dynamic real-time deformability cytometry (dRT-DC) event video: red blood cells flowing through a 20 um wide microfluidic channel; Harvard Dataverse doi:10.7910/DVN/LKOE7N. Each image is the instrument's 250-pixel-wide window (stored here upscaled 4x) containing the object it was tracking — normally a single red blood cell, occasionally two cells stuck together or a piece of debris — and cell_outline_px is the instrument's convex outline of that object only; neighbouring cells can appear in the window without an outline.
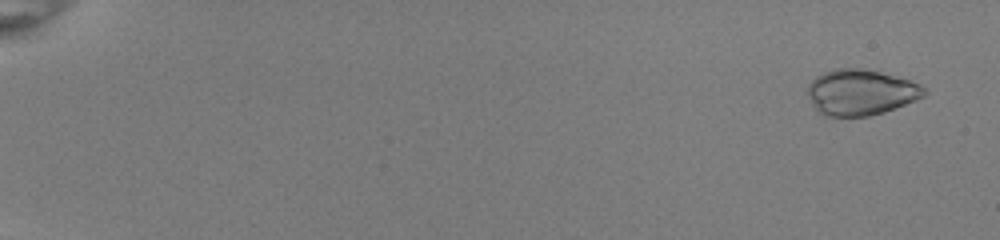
{"species": "common noctule bat (a hibernating species)", "species_latin": "Nyctalus noctula", "temperature_condition": "room temperature", "stored_images_in_passage": 53, "camera_frame_rate_fps": 3000, "um_per_image_px": 0.085, "animal": {"sex": "female", "body_mass_g": 22.0, "forearm_length_mm": 56.7}, "frame": {"image": 1, "passage_image": 3, "time_ms": 0.667, "image_size_px": [1000, 240], "cell_outline_px": [[928, 92], [924, 96], [916, 100], [884, 112], [868, 116], [824, 116], [816, 112], [808, 96], [808, 84], [816, 76], [824, 72], [836, 68], [864, 68], [880, 72], [908, 80], [920, 84]], "centroid_in_image_um": [73.14, 7.85], "position_along_channel_um": 11.9, "area_um2": 31.15}}
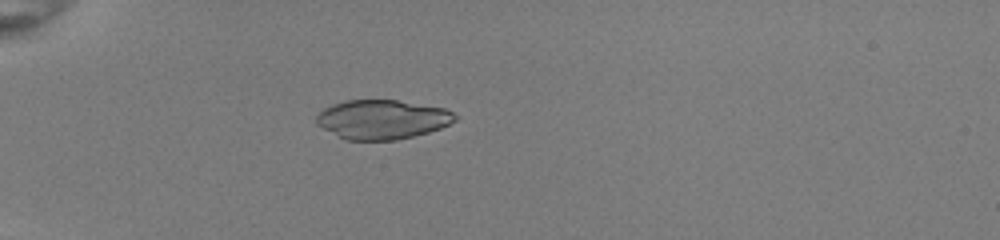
{"frame": {"image": 2, "passage_image": 18, "time_ms": 5.667, "image_size_px": [1000, 240], "cell_outline_px": [[460, 116], [456, 120], [440, 128], [428, 132], [396, 140], [344, 140], [316, 124], [316, 116], [324, 108], [332, 104], [344, 100], [396, 100], [444, 108]], "centroid_in_image_um": [32.47, 10.15], "position_along_channel_um": 52.5, "area_um2": 31.73}}